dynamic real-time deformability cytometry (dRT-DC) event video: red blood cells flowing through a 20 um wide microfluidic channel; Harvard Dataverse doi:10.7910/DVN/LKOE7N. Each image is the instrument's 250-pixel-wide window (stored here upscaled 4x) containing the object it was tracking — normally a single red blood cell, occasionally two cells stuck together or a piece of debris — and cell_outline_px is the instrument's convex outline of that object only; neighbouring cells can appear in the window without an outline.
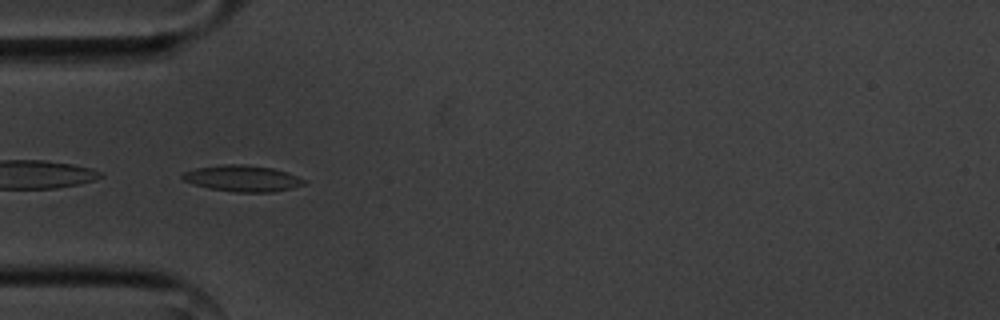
{"species": "common noctule bat (a hibernating species)", "species_latin": "Nyctalus noctula", "temperature_condition": "cold", "stored_images_in_passage": 49, "camera_frame_rate_fps": 3000, "um_per_image_px": 0.085, "animal": {"sex": "male", "body_mass_g": 20.1, "forearm_length_mm": 53.5}, "frame": {"image": 1, "passage_image": 10, "time_ms": 3.0, "image_size_px": [1000, 320], "cell_outline_px": [[308, 180], [304, 184], [292, 188], [272, 192], [236, 192], [208, 188], [192, 184], [184, 180], [180, 176], [184, 172], [196, 168], [224, 164], [244, 164], [272, 168], [288, 172]], "centroid_in_image_um": [20.62, 15.16], "position_along_channel_um": 64.4, "area_um2": 18.67}}
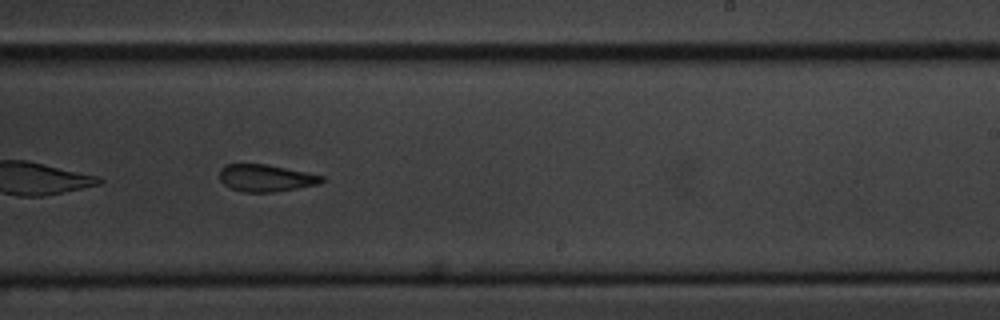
{"frame": {"image": 2, "passage_image": 27, "time_ms": 8.667, "image_size_px": [1000, 320], "cell_outline_px": [[324, 180], [320, 184], [272, 192], [244, 192], [232, 188], [224, 184], [220, 180], [220, 168], [224, 164], [264, 164], [324, 176]], "centroid_in_image_um": [22.57, 15.13], "position_along_channel_um": 266.4, "area_um2": 15.9}}
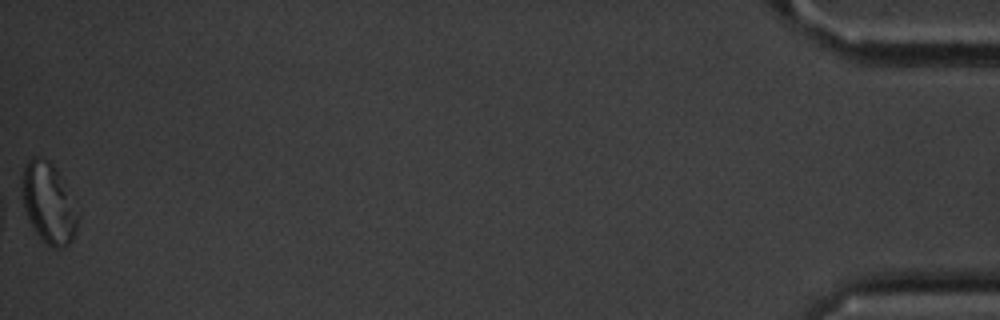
{"frame": {"image": 3, "passage_image": 49, "time_ms": 16.0, "image_size_px": [1000, 320], "cell_outline_px": [[76, 232], [72, 240], [68, 244], [60, 248], [52, 248], [44, 244], [28, 220], [24, 204], [24, 164], [32, 156], [40, 156], [48, 160], [52, 164], [56, 172], [76, 216]], "centroid_in_image_um": [4.07, 17.33], "position_along_channel_um": 431.1, "area_um2": 24.57}, "authors_computed_cell_mechanics": {"area_um2": 18.207, "velocity_mm_per_s": 3.5717, "shape_relaxation_time_tau1_ms": 8.4136, "shape_relaxation_time_tau2_ms": 10.5959, "deformation_change_tau1": 0.165, "deformation_change_tau2": 0.1913}}